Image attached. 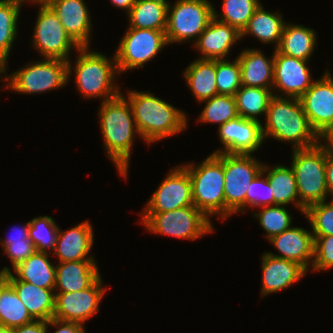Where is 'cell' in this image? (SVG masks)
<instances>
[{"mask_svg":"<svg viewBox=\"0 0 333 333\" xmlns=\"http://www.w3.org/2000/svg\"><path fill=\"white\" fill-rule=\"evenodd\" d=\"M99 123L107 157L115 164L121 176L127 178L129 161L135 137L139 135L130 103L119 96L101 103Z\"/></svg>","mask_w":333,"mask_h":333,"instance_id":"6da1fadb","label":"cell"},{"mask_svg":"<svg viewBox=\"0 0 333 333\" xmlns=\"http://www.w3.org/2000/svg\"><path fill=\"white\" fill-rule=\"evenodd\" d=\"M139 135L148 144L187 129V114L150 93L136 90L126 95Z\"/></svg>","mask_w":333,"mask_h":333,"instance_id":"7a4b0ae2","label":"cell"},{"mask_svg":"<svg viewBox=\"0 0 333 333\" xmlns=\"http://www.w3.org/2000/svg\"><path fill=\"white\" fill-rule=\"evenodd\" d=\"M276 92V93H275ZM262 124V135L291 142L293 149H307L318 144V135L311 128L299 98L282 97L276 90ZM279 94V95H278Z\"/></svg>","mask_w":333,"mask_h":333,"instance_id":"3957f363","label":"cell"},{"mask_svg":"<svg viewBox=\"0 0 333 333\" xmlns=\"http://www.w3.org/2000/svg\"><path fill=\"white\" fill-rule=\"evenodd\" d=\"M89 50V47H80L74 64L68 60V81L73 72L77 90L85 99L98 97L105 102L119 96L122 92L114 82L119 73L115 56L110 60L98 51Z\"/></svg>","mask_w":333,"mask_h":333,"instance_id":"277c9868","label":"cell"},{"mask_svg":"<svg viewBox=\"0 0 333 333\" xmlns=\"http://www.w3.org/2000/svg\"><path fill=\"white\" fill-rule=\"evenodd\" d=\"M183 166L192 181L194 206L209 219L217 215L225 220L224 153H212L200 165L187 163Z\"/></svg>","mask_w":333,"mask_h":333,"instance_id":"5b68a950","label":"cell"},{"mask_svg":"<svg viewBox=\"0 0 333 333\" xmlns=\"http://www.w3.org/2000/svg\"><path fill=\"white\" fill-rule=\"evenodd\" d=\"M291 158L300 212L304 214L310 205L327 200L326 151L317 144L307 149H293Z\"/></svg>","mask_w":333,"mask_h":333,"instance_id":"8992f818","label":"cell"},{"mask_svg":"<svg viewBox=\"0 0 333 333\" xmlns=\"http://www.w3.org/2000/svg\"><path fill=\"white\" fill-rule=\"evenodd\" d=\"M141 223L151 233L196 240L213 232L211 219L194 205L167 212H141Z\"/></svg>","mask_w":333,"mask_h":333,"instance_id":"52a82bcc","label":"cell"},{"mask_svg":"<svg viewBox=\"0 0 333 333\" xmlns=\"http://www.w3.org/2000/svg\"><path fill=\"white\" fill-rule=\"evenodd\" d=\"M213 18L214 6L209 0L169 2L165 30L168 45L197 40Z\"/></svg>","mask_w":333,"mask_h":333,"instance_id":"ba28073f","label":"cell"},{"mask_svg":"<svg viewBox=\"0 0 333 333\" xmlns=\"http://www.w3.org/2000/svg\"><path fill=\"white\" fill-rule=\"evenodd\" d=\"M67 63L68 61L48 58L30 62L8 74L5 89L21 94H39L60 89L68 83Z\"/></svg>","mask_w":333,"mask_h":333,"instance_id":"9c48e42d","label":"cell"},{"mask_svg":"<svg viewBox=\"0 0 333 333\" xmlns=\"http://www.w3.org/2000/svg\"><path fill=\"white\" fill-rule=\"evenodd\" d=\"M263 165L252 154L224 153L225 220L238 212H246V191Z\"/></svg>","mask_w":333,"mask_h":333,"instance_id":"30bf717a","label":"cell"},{"mask_svg":"<svg viewBox=\"0 0 333 333\" xmlns=\"http://www.w3.org/2000/svg\"><path fill=\"white\" fill-rule=\"evenodd\" d=\"M167 45L165 31L128 27L114 53L119 74L144 67Z\"/></svg>","mask_w":333,"mask_h":333,"instance_id":"8fae6325","label":"cell"},{"mask_svg":"<svg viewBox=\"0 0 333 333\" xmlns=\"http://www.w3.org/2000/svg\"><path fill=\"white\" fill-rule=\"evenodd\" d=\"M38 4L40 8L34 25L32 46L44 59L68 61L72 49L77 51L80 47L67 34L55 12L45 2Z\"/></svg>","mask_w":333,"mask_h":333,"instance_id":"7c38bea8","label":"cell"},{"mask_svg":"<svg viewBox=\"0 0 333 333\" xmlns=\"http://www.w3.org/2000/svg\"><path fill=\"white\" fill-rule=\"evenodd\" d=\"M193 205L191 178L188 170L179 165L171 168L142 212H167Z\"/></svg>","mask_w":333,"mask_h":333,"instance_id":"4fadbf2b","label":"cell"},{"mask_svg":"<svg viewBox=\"0 0 333 333\" xmlns=\"http://www.w3.org/2000/svg\"><path fill=\"white\" fill-rule=\"evenodd\" d=\"M107 288L103 287L100 277L92 286L77 291L55 293L53 318L83 324L93 317L99 309V303Z\"/></svg>","mask_w":333,"mask_h":333,"instance_id":"5bb4252c","label":"cell"},{"mask_svg":"<svg viewBox=\"0 0 333 333\" xmlns=\"http://www.w3.org/2000/svg\"><path fill=\"white\" fill-rule=\"evenodd\" d=\"M299 100L311 128L318 135L333 122V76L330 71L327 69L320 79L314 80Z\"/></svg>","mask_w":333,"mask_h":333,"instance_id":"9a60e30c","label":"cell"},{"mask_svg":"<svg viewBox=\"0 0 333 333\" xmlns=\"http://www.w3.org/2000/svg\"><path fill=\"white\" fill-rule=\"evenodd\" d=\"M218 136L224 148L214 151L213 154H252L264 141L262 123L240 116L218 127Z\"/></svg>","mask_w":333,"mask_h":333,"instance_id":"2e32d148","label":"cell"},{"mask_svg":"<svg viewBox=\"0 0 333 333\" xmlns=\"http://www.w3.org/2000/svg\"><path fill=\"white\" fill-rule=\"evenodd\" d=\"M308 61L279 53L274 49V81L272 90L277 89L282 97L300 98L314 82Z\"/></svg>","mask_w":333,"mask_h":333,"instance_id":"e0dca14e","label":"cell"},{"mask_svg":"<svg viewBox=\"0 0 333 333\" xmlns=\"http://www.w3.org/2000/svg\"><path fill=\"white\" fill-rule=\"evenodd\" d=\"M67 34L79 47H90L92 20L84 0H47Z\"/></svg>","mask_w":333,"mask_h":333,"instance_id":"ac0fdd59","label":"cell"},{"mask_svg":"<svg viewBox=\"0 0 333 333\" xmlns=\"http://www.w3.org/2000/svg\"><path fill=\"white\" fill-rule=\"evenodd\" d=\"M279 254L266 252L285 260L299 263L307 271L311 267L314 258V237L312 231L302 227H291L279 235L269 239ZM312 261V262H311Z\"/></svg>","mask_w":333,"mask_h":333,"instance_id":"d6986e66","label":"cell"},{"mask_svg":"<svg viewBox=\"0 0 333 333\" xmlns=\"http://www.w3.org/2000/svg\"><path fill=\"white\" fill-rule=\"evenodd\" d=\"M241 40V32L229 24L213 18L197 40L195 48L202 54L199 59H227L233 44Z\"/></svg>","mask_w":333,"mask_h":333,"instance_id":"ffe728a7","label":"cell"},{"mask_svg":"<svg viewBox=\"0 0 333 333\" xmlns=\"http://www.w3.org/2000/svg\"><path fill=\"white\" fill-rule=\"evenodd\" d=\"M261 260L262 297L288 288L308 272L297 262L268 255L266 252Z\"/></svg>","mask_w":333,"mask_h":333,"instance_id":"44dd1931","label":"cell"},{"mask_svg":"<svg viewBox=\"0 0 333 333\" xmlns=\"http://www.w3.org/2000/svg\"><path fill=\"white\" fill-rule=\"evenodd\" d=\"M93 232L88 220L66 231L58 227L53 253L59 259L58 262L95 260L89 255L95 240Z\"/></svg>","mask_w":333,"mask_h":333,"instance_id":"7402d4cb","label":"cell"},{"mask_svg":"<svg viewBox=\"0 0 333 333\" xmlns=\"http://www.w3.org/2000/svg\"><path fill=\"white\" fill-rule=\"evenodd\" d=\"M55 276V293L86 289L101 277L96 260L59 262Z\"/></svg>","mask_w":333,"mask_h":333,"instance_id":"603a6c76","label":"cell"},{"mask_svg":"<svg viewBox=\"0 0 333 333\" xmlns=\"http://www.w3.org/2000/svg\"><path fill=\"white\" fill-rule=\"evenodd\" d=\"M4 278L13 286L34 320L48 321L54 315L55 290L40 288L29 282L18 280L10 271Z\"/></svg>","mask_w":333,"mask_h":333,"instance_id":"cb8c5ba5","label":"cell"},{"mask_svg":"<svg viewBox=\"0 0 333 333\" xmlns=\"http://www.w3.org/2000/svg\"><path fill=\"white\" fill-rule=\"evenodd\" d=\"M259 49H244L238 54L241 68L242 86L272 90L274 81V53L272 58L265 57Z\"/></svg>","mask_w":333,"mask_h":333,"instance_id":"d4e9b609","label":"cell"},{"mask_svg":"<svg viewBox=\"0 0 333 333\" xmlns=\"http://www.w3.org/2000/svg\"><path fill=\"white\" fill-rule=\"evenodd\" d=\"M285 21L280 12L266 11L262 4L255 10L247 26L241 32V38L252 35L263 44L275 43L278 48Z\"/></svg>","mask_w":333,"mask_h":333,"instance_id":"484cf974","label":"cell"},{"mask_svg":"<svg viewBox=\"0 0 333 333\" xmlns=\"http://www.w3.org/2000/svg\"><path fill=\"white\" fill-rule=\"evenodd\" d=\"M184 77L187 86L198 102L210 99L218 94L216 86V60L199 59L191 62Z\"/></svg>","mask_w":333,"mask_h":333,"instance_id":"4316f807","label":"cell"},{"mask_svg":"<svg viewBox=\"0 0 333 333\" xmlns=\"http://www.w3.org/2000/svg\"><path fill=\"white\" fill-rule=\"evenodd\" d=\"M316 32L298 24L285 23L278 48L279 53L309 61L316 46ZM313 52V53H312Z\"/></svg>","mask_w":333,"mask_h":333,"instance_id":"83f0119b","label":"cell"},{"mask_svg":"<svg viewBox=\"0 0 333 333\" xmlns=\"http://www.w3.org/2000/svg\"><path fill=\"white\" fill-rule=\"evenodd\" d=\"M48 258L49 252L35 251L13 269L15 277L40 288L55 289L56 265Z\"/></svg>","mask_w":333,"mask_h":333,"instance_id":"f1b7e54d","label":"cell"},{"mask_svg":"<svg viewBox=\"0 0 333 333\" xmlns=\"http://www.w3.org/2000/svg\"><path fill=\"white\" fill-rule=\"evenodd\" d=\"M168 5L167 0H137L127 14L128 27L165 31Z\"/></svg>","mask_w":333,"mask_h":333,"instance_id":"f546056e","label":"cell"},{"mask_svg":"<svg viewBox=\"0 0 333 333\" xmlns=\"http://www.w3.org/2000/svg\"><path fill=\"white\" fill-rule=\"evenodd\" d=\"M262 172L266 174L272 187L274 205L287 206L294 203L300 211L297 183L291 166L287 167L279 164L269 169V166L264 164Z\"/></svg>","mask_w":333,"mask_h":333,"instance_id":"4dcf8cb0","label":"cell"},{"mask_svg":"<svg viewBox=\"0 0 333 333\" xmlns=\"http://www.w3.org/2000/svg\"><path fill=\"white\" fill-rule=\"evenodd\" d=\"M33 320L13 286L0 278V325L11 330Z\"/></svg>","mask_w":333,"mask_h":333,"instance_id":"1f68e13d","label":"cell"},{"mask_svg":"<svg viewBox=\"0 0 333 333\" xmlns=\"http://www.w3.org/2000/svg\"><path fill=\"white\" fill-rule=\"evenodd\" d=\"M273 90L241 86L234 95L238 115L248 120L261 122L258 115L266 116Z\"/></svg>","mask_w":333,"mask_h":333,"instance_id":"d6a6232c","label":"cell"},{"mask_svg":"<svg viewBox=\"0 0 333 333\" xmlns=\"http://www.w3.org/2000/svg\"><path fill=\"white\" fill-rule=\"evenodd\" d=\"M24 1L0 0V56L8 60L16 36L17 23Z\"/></svg>","mask_w":333,"mask_h":333,"instance_id":"836d02e7","label":"cell"},{"mask_svg":"<svg viewBox=\"0 0 333 333\" xmlns=\"http://www.w3.org/2000/svg\"><path fill=\"white\" fill-rule=\"evenodd\" d=\"M260 4L259 0H223L222 14L214 8V18L242 32Z\"/></svg>","mask_w":333,"mask_h":333,"instance_id":"e575fe53","label":"cell"},{"mask_svg":"<svg viewBox=\"0 0 333 333\" xmlns=\"http://www.w3.org/2000/svg\"><path fill=\"white\" fill-rule=\"evenodd\" d=\"M203 102H206V105L198 117L199 122H213L219 124L220 127L239 116L234 96L217 94L201 103Z\"/></svg>","mask_w":333,"mask_h":333,"instance_id":"d590c367","label":"cell"},{"mask_svg":"<svg viewBox=\"0 0 333 333\" xmlns=\"http://www.w3.org/2000/svg\"><path fill=\"white\" fill-rule=\"evenodd\" d=\"M285 207L282 205L265 206L261 207V212H253V216L259 219L260 226L266 231L265 237L268 240L292 227V215Z\"/></svg>","mask_w":333,"mask_h":333,"instance_id":"8d00e7d4","label":"cell"},{"mask_svg":"<svg viewBox=\"0 0 333 333\" xmlns=\"http://www.w3.org/2000/svg\"><path fill=\"white\" fill-rule=\"evenodd\" d=\"M29 239L36 251L54 250L58 235L57 223L50 216H39L29 221Z\"/></svg>","mask_w":333,"mask_h":333,"instance_id":"74e56055","label":"cell"},{"mask_svg":"<svg viewBox=\"0 0 333 333\" xmlns=\"http://www.w3.org/2000/svg\"><path fill=\"white\" fill-rule=\"evenodd\" d=\"M216 86L218 94L234 96L241 84V68L238 58L216 60Z\"/></svg>","mask_w":333,"mask_h":333,"instance_id":"f35d334b","label":"cell"},{"mask_svg":"<svg viewBox=\"0 0 333 333\" xmlns=\"http://www.w3.org/2000/svg\"><path fill=\"white\" fill-rule=\"evenodd\" d=\"M326 202L312 204L305 210L304 215L311 225L313 236L333 235V199Z\"/></svg>","mask_w":333,"mask_h":333,"instance_id":"ab89813d","label":"cell"},{"mask_svg":"<svg viewBox=\"0 0 333 333\" xmlns=\"http://www.w3.org/2000/svg\"><path fill=\"white\" fill-rule=\"evenodd\" d=\"M264 175L261 171L250 183L245 196V209L248 206L261 208L274 205L272 187Z\"/></svg>","mask_w":333,"mask_h":333,"instance_id":"60d3db41","label":"cell"},{"mask_svg":"<svg viewBox=\"0 0 333 333\" xmlns=\"http://www.w3.org/2000/svg\"><path fill=\"white\" fill-rule=\"evenodd\" d=\"M314 258L312 271L327 270L333 268V235L313 236Z\"/></svg>","mask_w":333,"mask_h":333,"instance_id":"b9f144b4","label":"cell"},{"mask_svg":"<svg viewBox=\"0 0 333 333\" xmlns=\"http://www.w3.org/2000/svg\"><path fill=\"white\" fill-rule=\"evenodd\" d=\"M0 244L9 257L13 269L36 251L29 238L24 239L23 242H0Z\"/></svg>","mask_w":333,"mask_h":333,"instance_id":"7bdbcfd3","label":"cell"},{"mask_svg":"<svg viewBox=\"0 0 333 333\" xmlns=\"http://www.w3.org/2000/svg\"><path fill=\"white\" fill-rule=\"evenodd\" d=\"M47 325L56 327L54 333H86L83 324L78 322L62 321L55 318H51L47 321Z\"/></svg>","mask_w":333,"mask_h":333,"instance_id":"ee69618b","label":"cell"},{"mask_svg":"<svg viewBox=\"0 0 333 333\" xmlns=\"http://www.w3.org/2000/svg\"><path fill=\"white\" fill-rule=\"evenodd\" d=\"M47 321L33 320L30 323L10 330V333H48Z\"/></svg>","mask_w":333,"mask_h":333,"instance_id":"f6af8a7d","label":"cell"},{"mask_svg":"<svg viewBox=\"0 0 333 333\" xmlns=\"http://www.w3.org/2000/svg\"><path fill=\"white\" fill-rule=\"evenodd\" d=\"M320 142H323V143H320ZM318 144L325 151L333 152V122L330 125H328L322 132H320L318 134Z\"/></svg>","mask_w":333,"mask_h":333,"instance_id":"bcb514c9","label":"cell"},{"mask_svg":"<svg viewBox=\"0 0 333 333\" xmlns=\"http://www.w3.org/2000/svg\"><path fill=\"white\" fill-rule=\"evenodd\" d=\"M29 221L24 224L22 227H12L11 231L14 232L15 235H8L6 239H0V242H23L24 239L29 238Z\"/></svg>","mask_w":333,"mask_h":333,"instance_id":"7dc6e473","label":"cell"},{"mask_svg":"<svg viewBox=\"0 0 333 333\" xmlns=\"http://www.w3.org/2000/svg\"><path fill=\"white\" fill-rule=\"evenodd\" d=\"M326 186L329 196L333 199V152L326 151Z\"/></svg>","mask_w":333,"mask_h":333,"instance_id":"c3c4849f","label":"cell"},{"mask_svg":"<svg viewBox=\"0 0 333 333\" xmlns=\"http://www.w3.org/2000/svg\"><path fill=\"white\" fill-rule=\"evenodd\" d=\"M110 1L112 2L113 6L125 10V12H127L128 14L137 0H110Z\"/></svg>","mask_w":333,"mask_h":333,"instance_id":"681fc988","label":"cell"},{"mask_svg":"<svg viewBox=\"0 0 333 333\" xmlns=\"http://www.w3.org/2000/svg\"><path fill=\"white\" fill-rule=\"evenodd\" d=\"M8 64V61L5 59V58H3L2 56H0V77H2V75L4 76L2 79H5L4 81H8V76L6 75V77H5V75H4V73H6L7 72V65Z\"/></svg>","mask_w":333,"mask_h":333,"instance_id":"f907efd6","label":"cell"},{"mask_svg":"<svg viewBox=\"0 0 333 333\" xmlns=\"http://www.w3.org/2000/svg\"><path fill=\"white\" fill-rule=\"evenodd\" d=\"M9 272H10V268L7 266L6 267L4 266V268L0 271V278H4V275Z\"/></svg>","mask_w":333,"mask_h":333,"instance_id":"816d5d0a","label":"cell"},{"mask_svg":"<svg viewBox=\"0 0 333 333\" xmlns=\"http://www.w3.org/2000/svg\"><path fill=\"white\" fill-rule=\"evenodd\" d=\"M0 333H10V330L8 328H5L4 326L0 325Z\"/></svg>","mask_w":333,"mask_h":333,"instance_id":"f5cc1de1","label":"cell"},{"mask_svg":"<svg viewBox=\"0 0 333 333\" xmlns=\"http://www.w3.org/2000/svg\"><path fill=\"white\" fill-rule=\"evenodd\" d=\"M30 1V3L32 2V3H40V2H46L47 0H28V2Z\"/></svg>","mask_w":333,"mask_h":333,"instance_id":"db71d44e","label":"cell"}]
</instances>
